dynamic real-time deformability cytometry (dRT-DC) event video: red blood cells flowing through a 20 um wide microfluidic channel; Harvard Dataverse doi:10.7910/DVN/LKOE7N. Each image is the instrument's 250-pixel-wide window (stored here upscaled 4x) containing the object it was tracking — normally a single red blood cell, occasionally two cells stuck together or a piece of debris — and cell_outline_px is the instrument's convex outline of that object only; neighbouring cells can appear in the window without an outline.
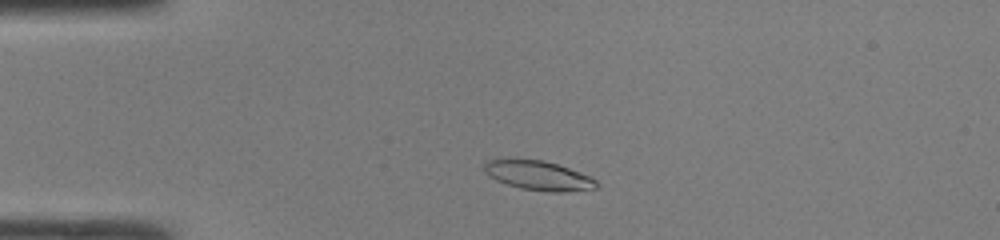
{"species": "common noctule bat (a hibernating species)", "species_latin": "Nyctalus noctula", "temperature_condition": "room temperature", "stored_images_in_passage": 41, "camera_frame_rate_fps": 3000, "um_per_image_px": 0.085, "animal": {"sex": "male", "body_mass_g": 19.0, "forearm_length_mm": 50.8}, "frame": {"image": 1, "passage_image": 5, "time_ms": 1.333, "image_size_px": [1000, 240], "cell_outline_px": [[600, 188], [560, 192], [548, 192], [520, 188], [496, 180], [488, 176], [484, 172], [484, 164], [488, 160], [496, 156], [512, 156], [544, 160], [592, 176], [600, 184]], "centroid_in_image_um": [45.7, 14.86], "position_along_channel_um": 39.3, "area_um2": 20.17}}
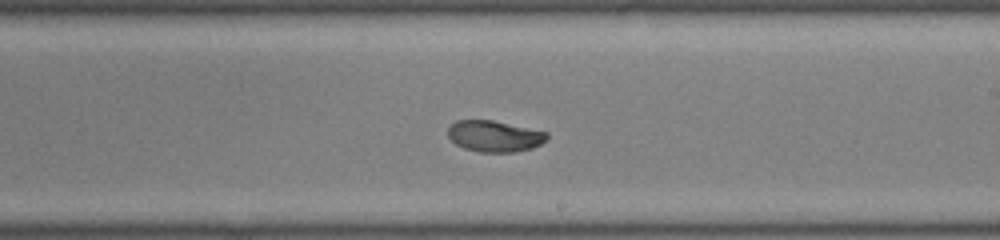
{"frame": {"image": 2, "passage_image": 22, "time_ms": 7.0, "image_size_px": [1000, 240], "cell_outline_px": [[548, 136], [540, 144], [532, 148], [516, 152], [480, 152], [464, 148], [456, 144], [448, 136], [448, 128], [456, 120], [492, 120], [548, 132]], "centroid_in_image_um": [42.02, 11.57], "position_along_channel_um": 247.0, "area_um2": 17.92}}
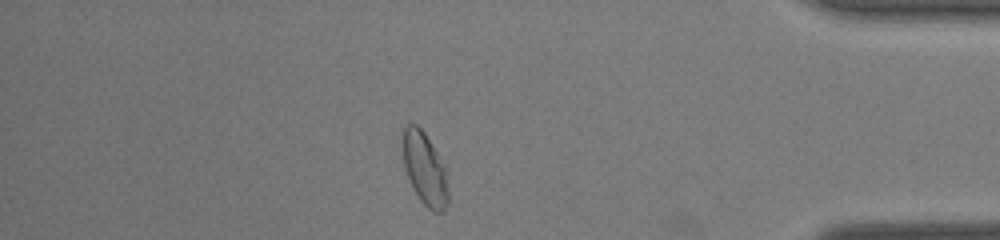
{"frame": {"image": 3, "passage_image": 35, "time_ms": 11.333, "image_size_px": [1000, 240], "cell_outline_px": [[448, 204], [444, 212], [436, 212], [428, 208], [420, 200], [404, 168], [400, 144], [404, 124], [416, 124], [424, 132], [448, 168]], "centroid_in_image_um": [36.11, 14.3], "position_along_channel_um": 399.1, "area_um2": 19.94}, "authors_computed_cell_mechanics": {"area_um2": 18.9584, "velocity_mm_per_s": 4.2617, "shape_relaxation_time_tau1_ms": 5.9548, "shape_relaxation_time_tau2_ms": null, "deformation_change_tau1": 0.1842, "deformation_change_tau2": null}}